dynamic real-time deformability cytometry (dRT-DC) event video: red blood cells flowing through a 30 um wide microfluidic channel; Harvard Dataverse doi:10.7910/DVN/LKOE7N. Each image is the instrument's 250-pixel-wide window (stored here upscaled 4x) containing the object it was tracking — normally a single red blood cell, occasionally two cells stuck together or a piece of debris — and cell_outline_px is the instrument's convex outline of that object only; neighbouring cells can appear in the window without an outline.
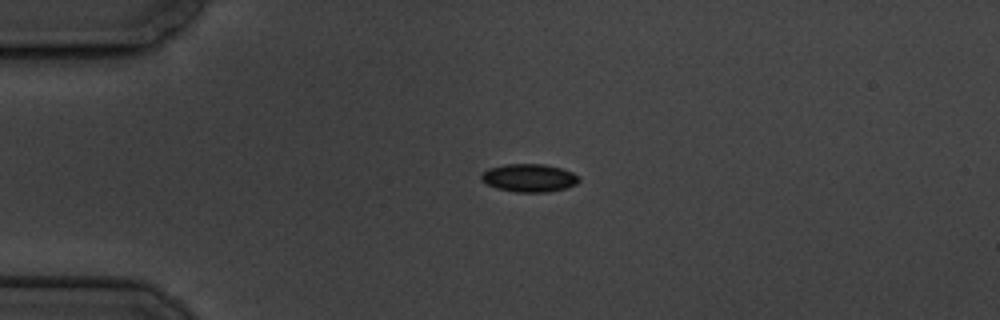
{"species": "common noctule bat (a hibernating species)", "species_latin": "Nyctalus noctula", "temperature_condition": "cold", "stored_images_in_passage": 6, "camera_frame_rate_fps": 3000, "um_per_image_px": 0.085, "animal": {"sex": "male", "body_mass_g": 19.5, "forearm_length_mm": 54.6}, "frame": {"image": 1, "passage_image": 4, "time_ms": 3.333, "image_size_px": [1000, 320], "cell_outline_px": [[580, 180], [576, 184], [568, 188], [548, 192], [516, 192], [496, 188], [480, 180], [480, 176], [488, 168], [504, 164], [544, 164], [560, 168], [572, 172], [580, 176]], "centroid_in_image_um": [44.99, 15.12], "position_along_channel_um": 40.0, "area_um2": 16.07}}
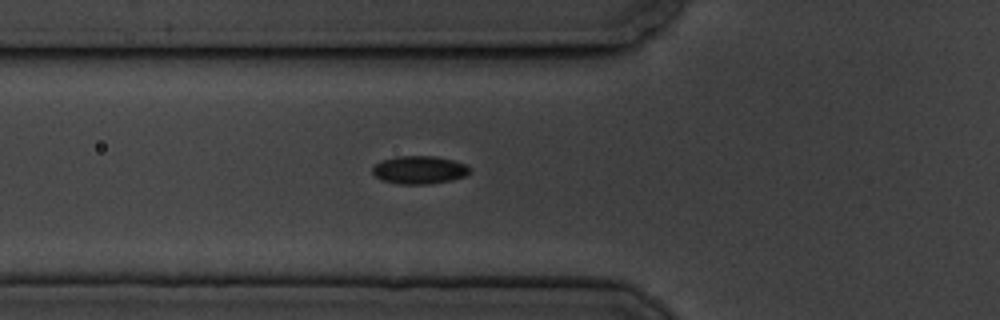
{"frame": {"image": 2, "passage_image": 6, "time_ms": 5.667, "image_size_px": [1000, 320], "cell_outline_px": [[472, 168], [464, 176], [452, 180], [428, 184], [400, 184], [380, 180], [372, 172], [372, 168], [380, 160], [396, 156], [436, 156], [452, 160], [464, 164]], "centroid_in_image_um": [35.61, 14.44], "position_along_channel_um": 90.2, "area_um2": 15.9}}